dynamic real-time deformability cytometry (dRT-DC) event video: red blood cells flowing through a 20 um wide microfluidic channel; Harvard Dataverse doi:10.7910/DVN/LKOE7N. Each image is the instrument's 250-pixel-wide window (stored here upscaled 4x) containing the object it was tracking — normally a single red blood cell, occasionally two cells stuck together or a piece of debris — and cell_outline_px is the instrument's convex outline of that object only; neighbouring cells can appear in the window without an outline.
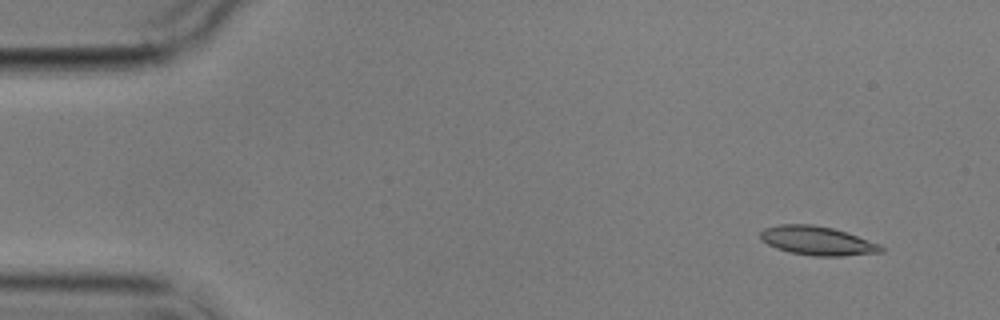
{"species": "common noctule bat (a hibernating species)", "species_latin": "Nyctalus noctula", "temperature_condition": "cold", "stored_images_in_passage": 9, "camera_frame_rate_fps": 3000, "um_per_image_px": 0.085, "animal": {"sex": "male", "body_mass_g": 17.9}, "frame": {"image": 1, "passage_image": 1, "time_ms": 0.0, "image_size_px": [1000, 320], "cell_outline_px": [[884, 252], [844, 256], [812, 256], [788, 252], [776, 248], [760, 240], [760, 232], [764, 228], [780, 224], [812, 224], [832, 228], [880, 244], [884, 248]], "centroid_in_image_um": [69.44, 20.47], "position_along_channel_um": 15.6, "area_um2": 20.35}}
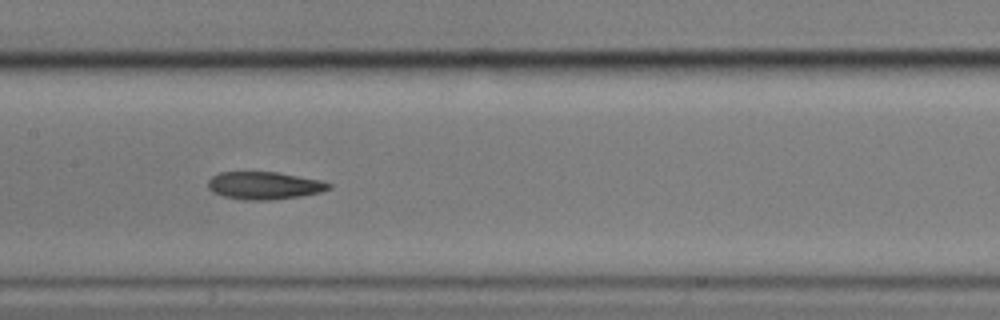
{"frame": {"image": 2, "passage_image": 6, "time_ms": 7.667, "image_size_px": [1000, 320], "cell_outline_px": [[332, 188], [320, 192], [300, 196], [272, 200], [244, 200], [224, 196], [212, 192], [208, 188], [208, 180], [212, 176], [220, 172], [276, 172], [320, 180], [332, 184]], "centroid_in_image_um": [22.45, 15.77], "position_along_channel_um": 184.9, "area_um2": 19.42}}
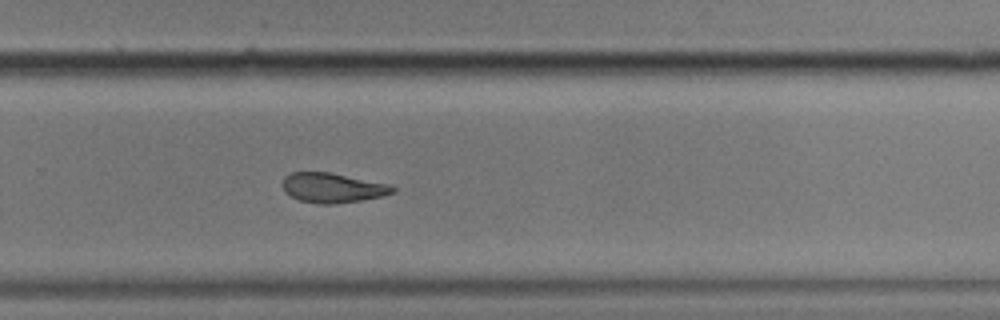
{"frame": {"image": 3, "passage_image": 9, "time_ms": 11.0, "image_size_px": [1000, 320], "cell_outline_px": [[396, 192], [384, 196], [336, 204], [320, 204], [300, 200], [284, 192], [280, 184], [284, 176], [292, 172], [328, 172], [388, 184], [396, 188]], "centroid_in_image_um": [28.24, 15.96], "position_along_channel_um": 301.6, "area_um2": 19.13}}